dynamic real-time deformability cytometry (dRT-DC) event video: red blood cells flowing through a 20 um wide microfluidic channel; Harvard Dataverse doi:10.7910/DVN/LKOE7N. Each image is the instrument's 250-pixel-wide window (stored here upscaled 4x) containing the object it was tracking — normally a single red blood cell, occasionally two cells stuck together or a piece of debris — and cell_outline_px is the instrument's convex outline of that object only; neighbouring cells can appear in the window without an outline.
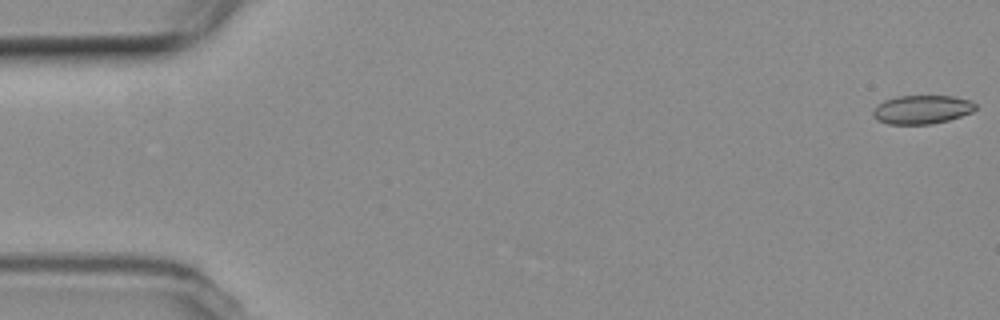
{"species": "common noctule bat (a hibernating species)", "species_latin": "Nyctalus noctula", "temperature_condition": "room temperature", "stored_images_in_passage": 6, "camera_frame_rate_fps": 3000, "um_per_image_px": 0.085, "animal": {"sex": "female", "body_mass_g": 19.3, "forearm_length_mm": 54.1}, "frame": {"image": 1, "passage_image": 1, "time_ms": 0.0, "image_size_px": [1000, 320], "cell_outline_px": [[976, 108], [972, 112], [948, 120], [932, 124], [888, 124], [876, 120], [872, 116], [872, 112], [884, 100], [896, 96], [952, 96], [968, 100], [976, 104]], "centroid_in_image_um": [78.34, 9.31], "position_along_channel_um": 6.7, "area_um2": 17.05}}
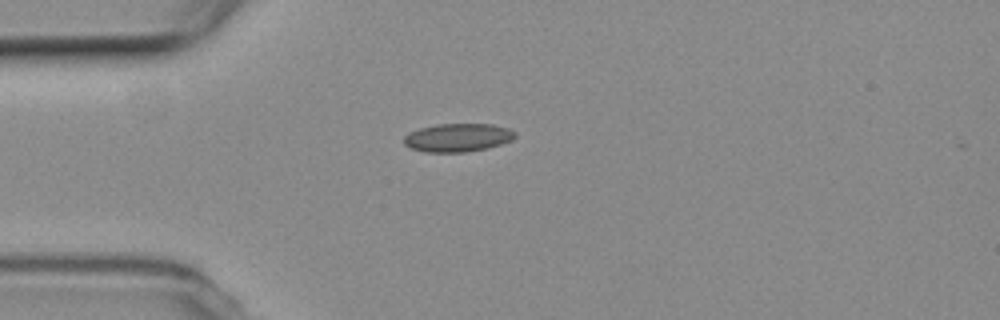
{"frame": {"image": 2, "passage_image": 5, "time_ms": 4.667, "image_size_px": [1000, 320], "cell_outline_px": [[516, 136], [512, 140], [488, 148], [464, 152], [424, 152], [412, 148], [404, 144], [404, 136], [408, 132], [420, 128], [436, 124], [492, 124], [508, 128], [516, 132]], "centroid_in_image_um": [38.91, 11.69], "position_along_channel_um": 46.1, "area_um2": 18.38}}